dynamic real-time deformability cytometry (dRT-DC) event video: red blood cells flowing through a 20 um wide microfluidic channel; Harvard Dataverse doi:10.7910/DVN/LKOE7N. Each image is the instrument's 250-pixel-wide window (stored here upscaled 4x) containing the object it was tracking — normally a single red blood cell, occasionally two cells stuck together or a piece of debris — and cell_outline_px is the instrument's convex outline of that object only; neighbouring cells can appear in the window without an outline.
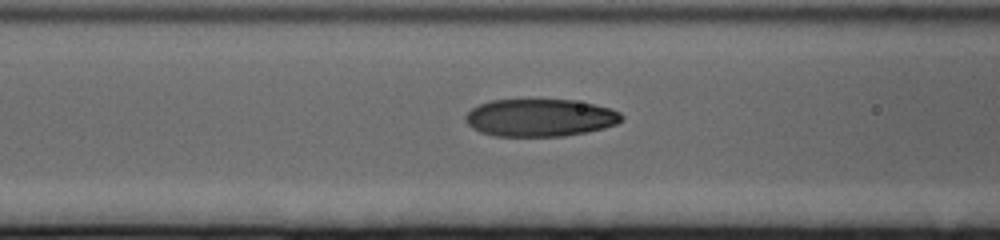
{"species": "human", "species_latin": "Homo sapiens", "temperature_condition": "cold", "stored_images_in_passage": 40, "camera_frame_rate_fps": 3000, "um_per_image_px": 0.085, "donor": {"sex": "female"}, "frame": {"image": 1, "passage_image": 15, "time_ms": 4.667, "image_size_px": [1000, 240], "cell_outline_px": [[624, 120], [616, 124], [604, 128], [588, 132], [564, 136], [496, 136], [480, 132], [472, 128], [464, 120], [464, 116], [472, 108], [480, 104], [492, 100], [572, 100], [592, 104], [608, 108], [620, 112], [624, 116]], "centroid_in_image_um": [45.9, 10.01], "position_along_channel_um": 120.7, "area_um2": 34.16}}
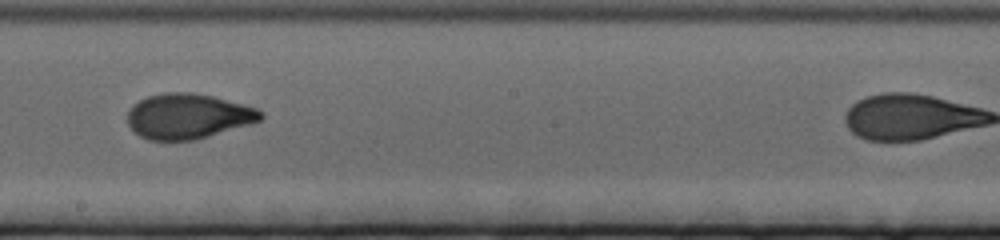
{"frame": {"image": 2, "passage_image": 25, "time_ms": 8.0, "image_size_px": [1000, 240], "cell_outline_px": [[264, 116], [260, 120], [248, 124], [208, 136], [192, 140], [148, 140], [140, 136], [128, 124], [128, 108], [132, 104], [148, 96], [164, 92], [192, 92], [212, 96], [256, 108], [264, 112]], "centroid_in_image_um": [15.95, 9.87], "position_along_channel_um": 232.3, "area_um2": 34.8}}
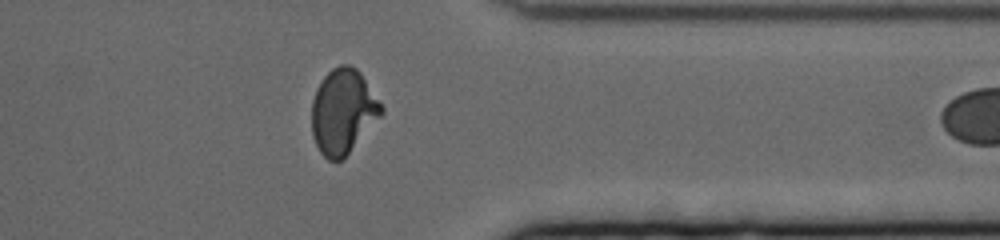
{"frame": {"image": 3, "passage_image": 39, "time_ms": 12.667, "image_size_px": [1000, 240], "cell_outline_px": [[384, 112], [344, 160], [328, 160], [320, 152], [312, 136], [312, 100], [316, 88], [324, 76], [332, 68], [340, 64], [348, 64], [356, 68], [360, 72], [384, 108]], "centroid_in_image_um": [29.15, 9.49], "position_along_channel_um": 382.2, "area_um2": 34.56}}